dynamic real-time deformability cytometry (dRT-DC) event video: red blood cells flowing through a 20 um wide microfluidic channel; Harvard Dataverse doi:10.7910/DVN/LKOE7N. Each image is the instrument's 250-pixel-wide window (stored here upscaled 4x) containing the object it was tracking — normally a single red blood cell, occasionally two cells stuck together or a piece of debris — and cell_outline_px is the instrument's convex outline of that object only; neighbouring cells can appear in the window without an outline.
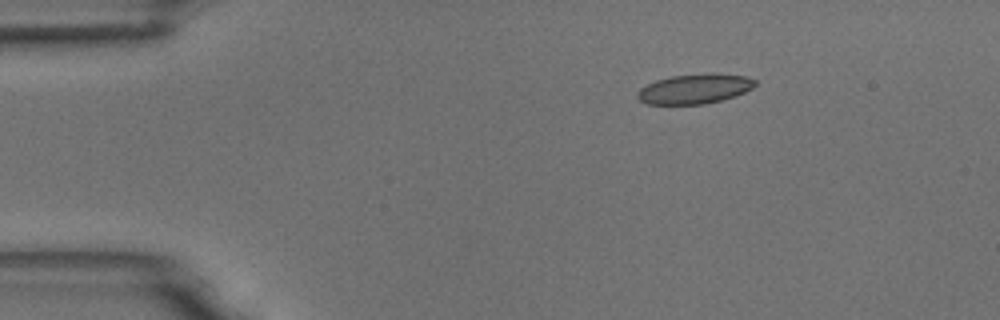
{"species": "common noctule bat (a hibernating species)", "species_latin": "Nyctalus noctula", "temperature_condition": "room temperature", "stored_images_in_passage": 3, "camera_frame_rate_fps": 3000, "um_per_image_px": 0.085, "animal": {"sex": "male", "body_mass_g": 18.8}, "frame": {"image": 1, "passage_image": 1, "time_ms": 0.0, "image_size_px": [1000, 320], "cell_outline_px": [[756, 84], [752, 88], [744, 92], [720, 100], [704, 104], [648, 104], [640, 100], [636, 96], [636, 92], [640, 88], [656, 80], [672, 76], [744, 76], [756, 80]], "centroid_in_image_um": [58.96, 7.6], "position_along_channel_um": 26.0, "area_um2": 19.31}}